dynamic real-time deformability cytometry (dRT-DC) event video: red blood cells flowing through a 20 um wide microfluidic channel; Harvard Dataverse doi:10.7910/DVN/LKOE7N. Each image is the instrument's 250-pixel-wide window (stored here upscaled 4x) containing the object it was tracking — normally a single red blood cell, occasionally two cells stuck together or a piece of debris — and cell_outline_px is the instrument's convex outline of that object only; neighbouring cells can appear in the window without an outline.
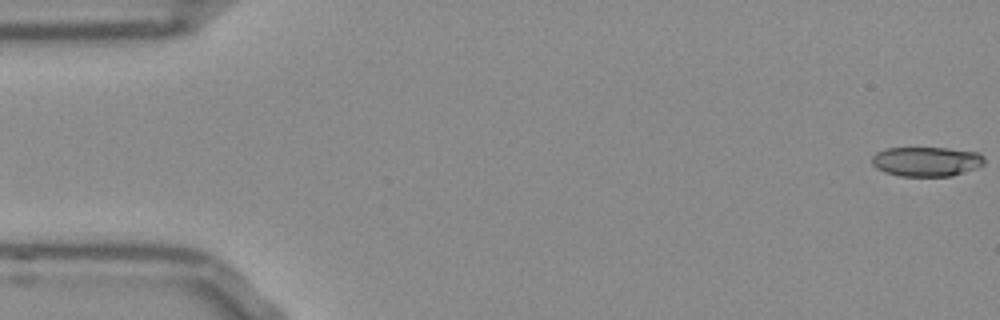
{"species": "Egyptian fruit bat (a non-hibernating species)", "species_latin": "Rousettus aegyptiacus", "temperature_condition": "room temperature", "stored_images_in_passage": 53, "camera_frame_rate_fps": 3000, "um_per_image_px": 0.085, "frame": {"image": 1, "passage_image": 1, "time_ms": 0.0, "image_size_px": [1000, 320], "cell_outline_px": [[984, 164], [976, 168], [952, 176], [900, 176], [884, 172], [876, 168], [872, 164], [872, 156], [876, 152], [884, 148], [948, 148], [980, 152], [984, 156]], "centroid_in_image_um": [78.75, 13.72], "position_along_channel_um": 6.3, "area_um2": 19.59}}
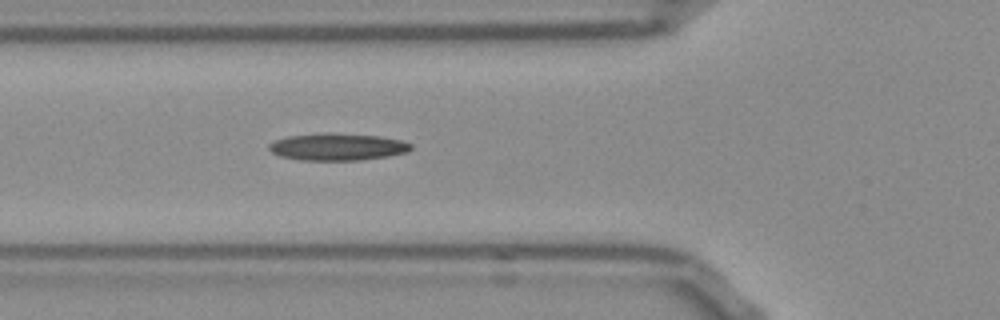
{"frame": {"image": 2, "passage_image": 19, "time_ms": 6.0, "image_size_px": [1000, 320], "cell_outline_px": [[412, 148], [408, 152], [388, 156], [360, 160], [300, 160], [280, 156], [272, 152], [268, 148], [268, 144], [272, 140], [288, 136], [324, 132], [332, 132], [380, 136], [400, 140], [412, 144]], "centroid_in_image_um": [28.66, 12.47], "position_along_channel_um": 97.1, "area_um2": 22.72}}
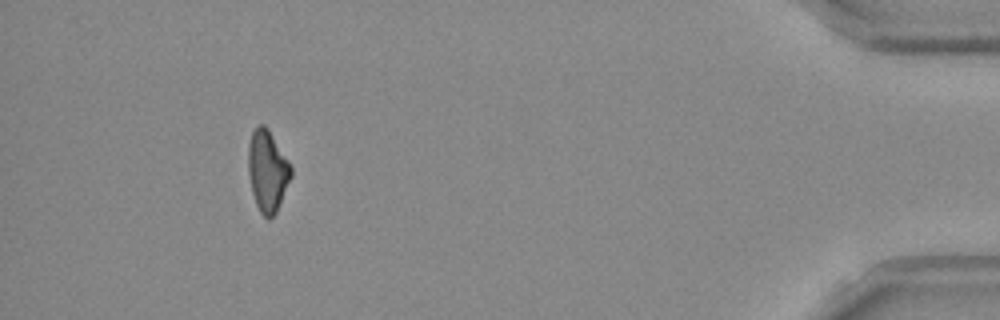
{"frame": {"image": 3, "passage_image": 49, "time_ms": 16.0, "image_size_px": [1000, 320], "cell_outline_px": [[292, 176], [276, 212], [268, 220], [260, 212], [256, 204], [252, 192], [248, 172], [248, 144], [252, 132], [260, 124], [264, 124], [268, 128], [288, 160], [292, 168]], "centroid_in_image_um": [22.73, 14.52], "position_along_channel_um": 412.5, "area_um2": 20.23}}